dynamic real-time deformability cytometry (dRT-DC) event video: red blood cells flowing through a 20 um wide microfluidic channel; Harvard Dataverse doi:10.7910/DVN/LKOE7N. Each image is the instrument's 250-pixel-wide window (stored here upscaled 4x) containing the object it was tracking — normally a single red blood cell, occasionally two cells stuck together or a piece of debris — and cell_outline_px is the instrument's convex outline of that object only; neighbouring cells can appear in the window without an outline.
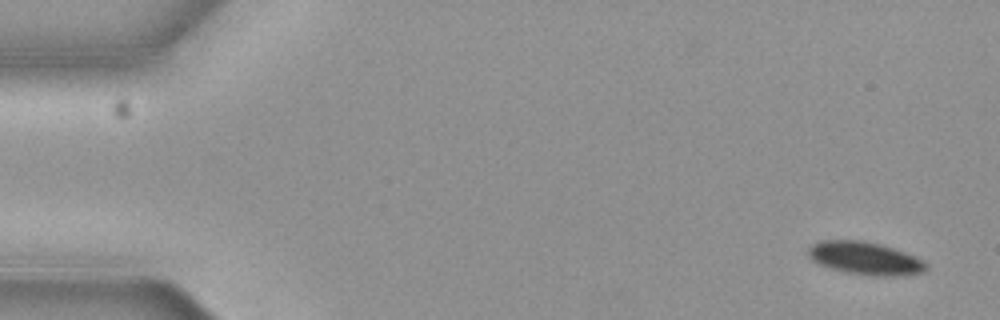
{"species": "common noctule bat (a hibernating species)", "species_latin": "Nyctalus noctula", "temperature_condition": "cold", "stored_images_in_passage": 4, "camera_frame_rate_fps": 3000, "um_per_image_px": 0.085, "animal": {"sex": "female", "body_mass_g": 19.3, "forearm_length_mm": 54.1}, "frame": {"image": 1, "passage_image": 1, "time_ms": 0.0, "image_size_px": [1000, 320], "cell_outline_px": [[928, 268], [924, 272], [896, 276], [872, 276], [844, 272], [820, 264], [812, 260], [808, 256], [808, 248], [812, 244], [820, 240], [864, 240], [880, 244], [904, 252], [924, 260], [928, 264]], "centroid_in_image_um": [73.54, 21.95], "position_along_channel_um": 11.5, "area_um2": 22.66}}